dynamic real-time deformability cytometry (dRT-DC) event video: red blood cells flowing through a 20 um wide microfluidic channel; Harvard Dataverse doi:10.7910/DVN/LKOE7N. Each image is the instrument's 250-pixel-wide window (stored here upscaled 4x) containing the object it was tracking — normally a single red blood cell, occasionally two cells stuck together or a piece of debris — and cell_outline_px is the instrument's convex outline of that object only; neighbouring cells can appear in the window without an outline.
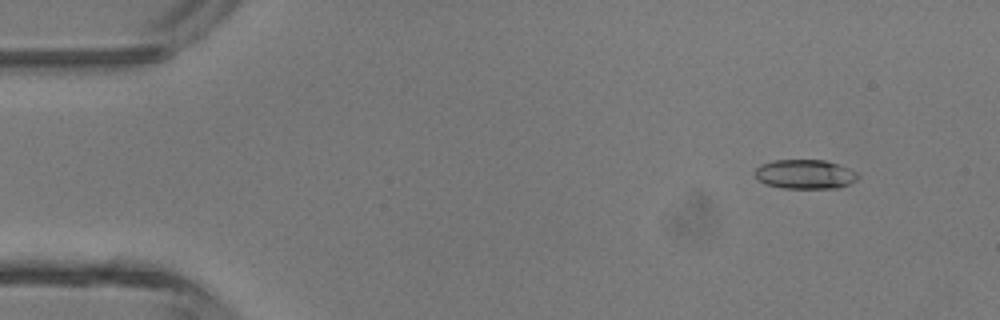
{"species": "common noctule bat (a hibernating species)", "species_latin": "Nyctalus noctula", "temperature_condition": "room temperature", "stored_images_in_passage": 5, "camera_frame_rate_fps": 3000, "um_per_image_px": 0.085, "animal": {"sex": "male", "body_mass_g": 13.3}, "frame": {"image": 1, "passage_image": 2, "time_ms": 0.333, "image_size_px": [1000, 320], "cell_outline_px": [[860, 176], [856, 180], [848, 184], [836, 188], [784, 188], [764, 184], [756, 176], [756, 168], [760, 164], [776, 160], [824, 160], [848, 168], [856, 172]], "centroid_in_image_um": [68.42, 14.81], "position_along_channel_um": 16.6, "area_um2": 17.4}}
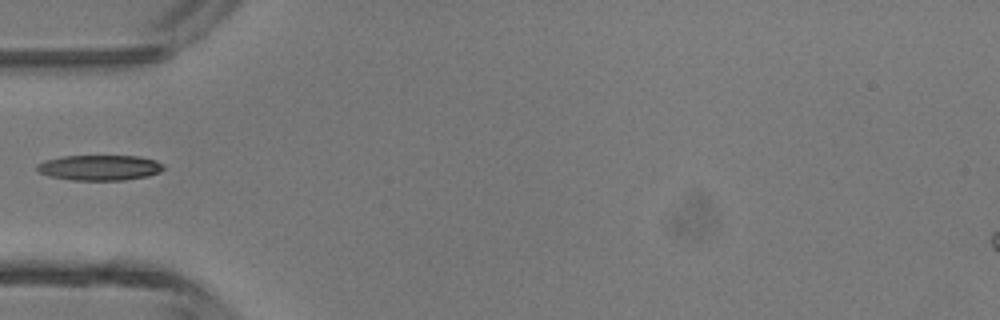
{"frame": {"image": 2, "passage_image": 5, "time_ms": 1.333, "image_size_px": [1000, 320], "cell_outline_px": [[164, 168], [160, 172], [148, 176], [124, 180], [72, 180], [48, 176], [40, 172], [36, 168], [36, 164], [44, 160], [64, 156], [140, 156], [156, 160], [164, 164]], "centroid_in_image_um": [8.48, 14.25], "position_along_channel_um": 76.5, "area_um2": 18.84}}